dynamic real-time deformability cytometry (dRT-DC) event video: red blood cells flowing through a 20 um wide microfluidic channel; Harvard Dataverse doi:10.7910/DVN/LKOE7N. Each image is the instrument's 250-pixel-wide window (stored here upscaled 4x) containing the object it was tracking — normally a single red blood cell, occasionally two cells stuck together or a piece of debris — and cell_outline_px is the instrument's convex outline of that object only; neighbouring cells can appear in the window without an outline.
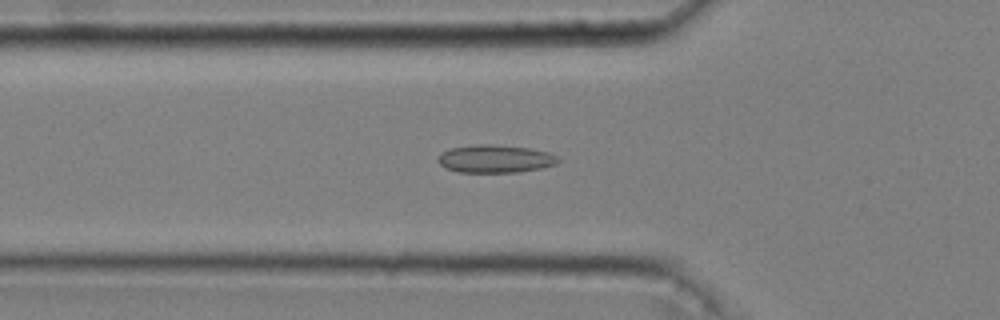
{"species": "common noctule bat (a hibernating species)", "species_latin": "Nyctalus noctula", "temperature_condition": "cold", "stored_images_in_passage": 52, "camera_frame_rate_fps": 3000, "um_per_image_px": 0.085, "animal": {"sex": "male", "body_mass_g": 20.4}, "frame": {"image": 1, "passage_image": 18, "time_ms": 5.667, "image_size_px": [1000, 320], "cell_outline_px": [[560, 160], [556, 164], [540, 168], [520, 172], [460, 172], [444, 168], [436, 160], [440, 152], [452, 148], [476, 144], [488, 144], [532, 148], [548, 152], [556, 156]], "centroid_in_image_um": [42.07, 13.5], "position_along_channel_um": 83.7, "area_um2": 19.59}}
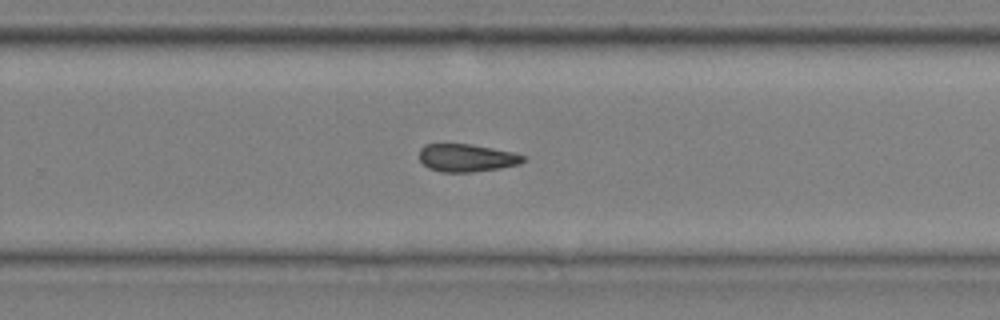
{"frame": {"image": 2, "passage_image": 35, "time_ms": 11.333, "image_size_px": [1000, 320], "cell_outline_px": [[524, 160], [520, 164], [500, 168], [472, 172], [440, 172], [428, 168], [420, 160], [420, 148], [424, 144], [472, 144], [512, 152], [524, 156]], "centroid_in_image_um": [39.64, 13.42], "position_along_channel_um": 290.2, "area_um2": 16.76}}
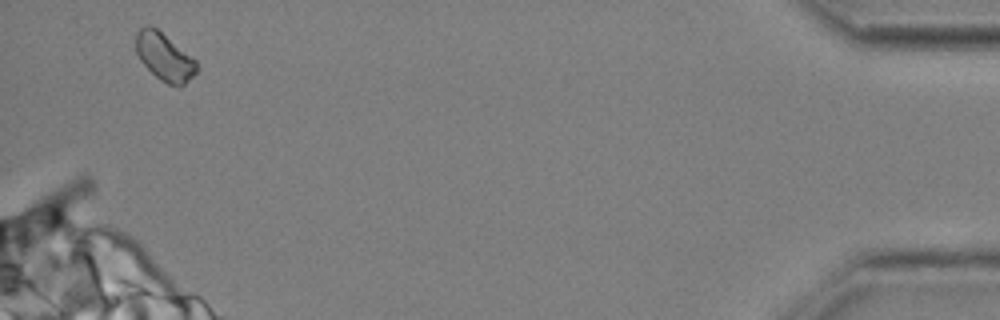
{"frame": {"image": 3, "passage_image": 51, "time_ms": 16.667, "image_size_px": [1000, 320], "cell_outline_px": [[200, 68], [184, 84], [168, 84], [160, 80], [140, 60], [136, 52], [136, 32], [140, 28], [148, 24], [156, 28], [196, 60]], "centroid_in_image_um": [13.97, 4.81], "position_along_channel_um": 421.2, "area_um2": 16.53}, "authors_computed_cell_mechanics": {"area_um2": 17.8313, "velocity_mm_per_s": 3.6396, "shape_relaxation_time_tau1_ms": null, "shape_relaxation_time_tau2_ms": 4.1035, "deformation_change_tau1": null, "deformation_change_tau2": 0.104}}